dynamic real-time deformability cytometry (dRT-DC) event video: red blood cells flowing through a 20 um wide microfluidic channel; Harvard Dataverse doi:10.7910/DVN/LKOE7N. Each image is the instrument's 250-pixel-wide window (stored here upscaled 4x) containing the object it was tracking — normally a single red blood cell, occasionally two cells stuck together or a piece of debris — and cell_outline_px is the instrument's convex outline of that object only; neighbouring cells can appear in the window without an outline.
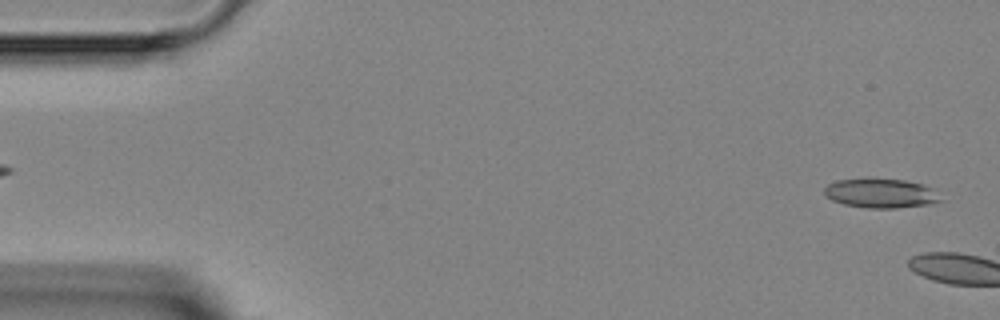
{"species": "Egyptian fruit bat (a non-hibernating species)", "species_latin": "Rousettus aegyptiacus", "temperature_condition": "room temperature", "stored_images_in_passage": 3, "segment_of_instrument_passage": [2, 2], "camera_frame_rate_fps": 3000, "um_per_image_px": 0.085, "animal": {"sex": "female"}, "frame": {"image": 1, "passage_image": 3, "time_ms": 2.333, "image_size_px": [1000, 320], "cell_outline_px": [[944, 200], [932, 204], [896, 208], [864, 208], [844, 204], [832, 200], [824, 196], [824, 188], [828, 184], [836, 180], [904, 180], [924, 184]], "centroid_in_image_um": [74.86, 16.46], "position_along_channel_um": 10.1, "area_um2": 19.54}}